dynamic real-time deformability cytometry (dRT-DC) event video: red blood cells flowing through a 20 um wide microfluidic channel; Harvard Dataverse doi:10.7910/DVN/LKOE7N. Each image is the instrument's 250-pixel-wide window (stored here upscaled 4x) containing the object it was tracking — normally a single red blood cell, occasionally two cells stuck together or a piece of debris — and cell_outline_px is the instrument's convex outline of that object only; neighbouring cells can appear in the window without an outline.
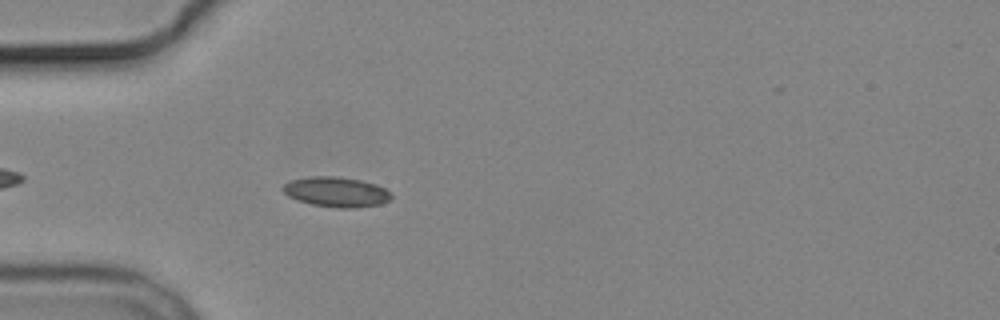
{"species": "common noctule bat (a hibernating species)", "species_latin": "Nyctalus noctula", "temperature_condition": "cold", "stored_images_in_passage": 4, "camera_frame_rate_fps": 3000, "um_per_image_px": 0.085, "animal": {"sex": "male", "body_mass_g": 19.2, "forearm_length_mm": 51.8}, "frame": {"image": 1, "passage_image": 4, "time_ms": 5.0, "image_size_px": [1000, 320], "cell_outline_px": [[392, 200], [380, 204], [352, 208], [340, 208], [312, 204], [296, 200], [288, 196], [280, 188], [284, 184], [292, 180], [308, 176], [336, 176], [360, 180], [376, 184], [384, 188], [392, 196]], "centroid_in_image_um": [28.57, 16.31], "position_along_channel_um": 56.4, "area_um2": 18.96}}